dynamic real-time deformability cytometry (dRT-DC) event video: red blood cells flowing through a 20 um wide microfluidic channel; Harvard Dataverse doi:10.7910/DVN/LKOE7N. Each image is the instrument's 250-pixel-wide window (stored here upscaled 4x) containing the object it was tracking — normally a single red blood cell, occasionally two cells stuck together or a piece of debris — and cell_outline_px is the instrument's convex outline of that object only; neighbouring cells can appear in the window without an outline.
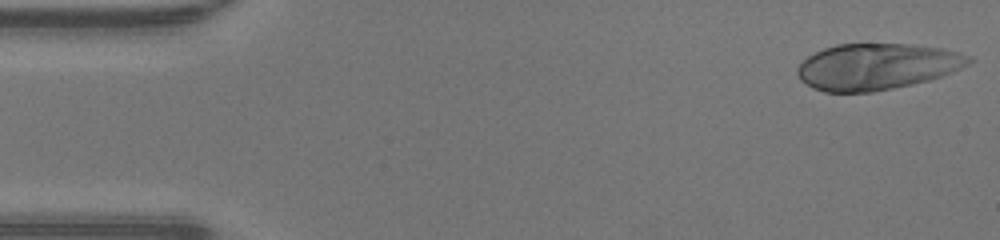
{"species": "human", "species_latin": "Homo sapiens", "temperature_condition": "warm", "stored_images_in_passage": 46, "camera_frame_rate_fps": 3000, "um_per_image_px": 0.085, "donor": {"sex": "male"}, "frame": {"image": 1, "passage_image": 1, "time_ms": 0.0, "image_size_px": [1000, 240], "cell_outline_px": [[972, 60], [968, 64], [952, 72], [928, 80], [912, 84], [872, 92], [824, 92], [812, 88], [800, 80], [796, 72], [796, 68], [808, 56], [824, 48], [836, 44], [908, 44], [940, 48], [956, 52], [968, 56]], "centroid_in_image_um": [74.47, 5.66], "position_along_channel_um": 10.5, "area_um2": 45.89}}
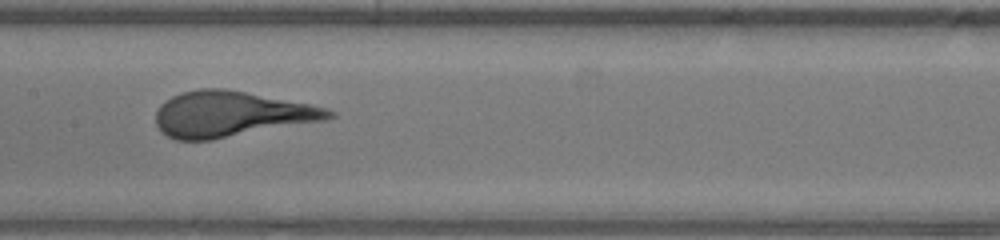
{"frame": {"image": 2, "passage_image": 22, "time_ms": 7.0, "image_size_px": [1000, 240], "cell_outline_px": [[336, 116], [328, 120], [212, 140], [176, 140], [160, 132], [156, 124], [156, 112], [160, 104], [172, 96], [180, 92], [200, 88], [224, 88], [312, 104], [336, 112]], "centroid_in_image_um": [19.65, 9.7], "position_along_channel_um": 187.8, "area_um2": 46.36}}
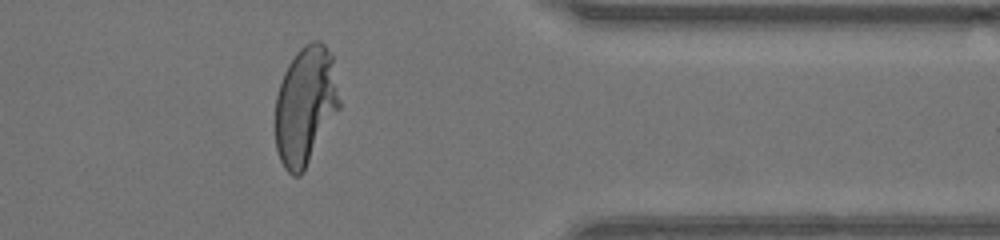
{"frame": {"image": 3, "passage_image": 37, "time_ms": 12.0, "image_size_px": [1000, 240], "cell_outline_px": [[340, 108], [304, 172], [300, 176], [292, 176], [284, 168], [280, 160], [276, 148], [276, 96], [284, 72], [288, 64], [296, 52], [304, 44], [312, 40], [320, 40], [324, 44], [332, 56], [340, 100]], "centroid_in_image_um": [25.97, 8.99], "position_along_channel_um": 385.4, "area_um2": 44.45}}